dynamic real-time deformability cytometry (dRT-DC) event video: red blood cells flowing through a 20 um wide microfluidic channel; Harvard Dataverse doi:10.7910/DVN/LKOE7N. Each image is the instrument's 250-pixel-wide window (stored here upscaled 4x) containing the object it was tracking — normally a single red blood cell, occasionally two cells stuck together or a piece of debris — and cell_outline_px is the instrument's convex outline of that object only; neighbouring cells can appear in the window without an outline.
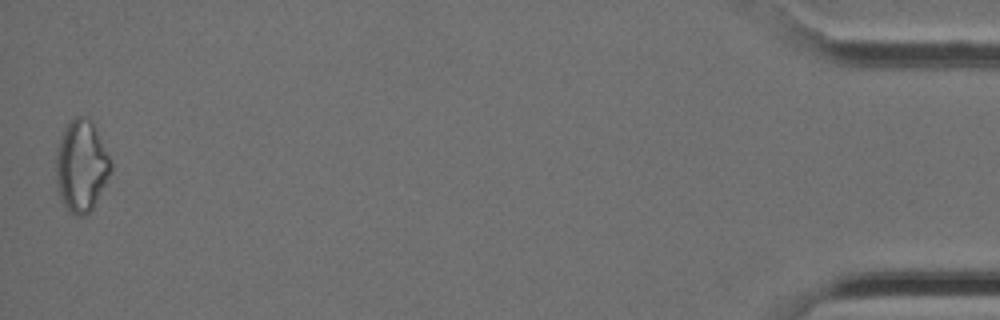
{"species": "Egyptian fruit bat (a non-hibernating species)", "species_latin": "Rousettus aegyptiacus", "temperature_condition": "cold", "stored_images_in_passage": 38, "camera_frame_rate_fps": 3000, "um_per_image_px": 0.085, "animal": {"sex": "female"}, "frame": {"image": 1, "passage_image": 38, "time_ms": 12.333, "image_size_px": [1000, 320], "cell_outline_px": [[112, 172], [92, 208], [84, 216], [76, 216], [68, 212], [60, 200], [56, 188], [56, 148], [64, 128], [76, 116], [84, 116], [92, 124], [112, 164]], "centroid_in_image_um": [6.87, 14.17], "position_along_channel_um": 428.3, "area_um2": 29.07}}